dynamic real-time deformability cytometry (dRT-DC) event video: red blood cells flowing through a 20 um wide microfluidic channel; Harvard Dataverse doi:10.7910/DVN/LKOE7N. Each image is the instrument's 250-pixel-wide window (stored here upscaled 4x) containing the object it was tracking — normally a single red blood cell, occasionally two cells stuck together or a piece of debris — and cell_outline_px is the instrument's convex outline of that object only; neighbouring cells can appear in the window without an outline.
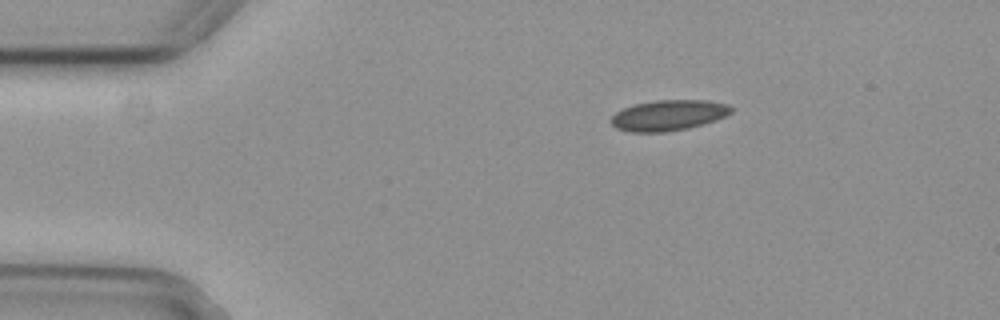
{"species": "common noctule bat (a hibernating species)", "species_latin": "Nyctalus noctula", "temperature_condition": "cold", "stored_images_in_passage": 3, "camera_frame_rate_fps": 3000, "um_per_image_px": 0.085, "animal": {"sex": "female", "body_mass_g": 29.2, "forearm_length_mm": 56.3}, "frame": {"image": 1, "passage_image": 3, "time_ms": 0.667, "image_size_px": [1000, 320], "cell_outline_px": [[732, 112], [716, 120], [704, 124], [688, 128], [664, 132], [632, 132], [616, 128], [612, 124], [612, 116], [616, 112], [624, 108], [636, 104], [656, 100], [708, 100], [728, 104], [732, 108]], "centroid_in_image_um": [56.85, 9.8], "position_along_channel_um": 28.2, "area_um2": 21.33}}